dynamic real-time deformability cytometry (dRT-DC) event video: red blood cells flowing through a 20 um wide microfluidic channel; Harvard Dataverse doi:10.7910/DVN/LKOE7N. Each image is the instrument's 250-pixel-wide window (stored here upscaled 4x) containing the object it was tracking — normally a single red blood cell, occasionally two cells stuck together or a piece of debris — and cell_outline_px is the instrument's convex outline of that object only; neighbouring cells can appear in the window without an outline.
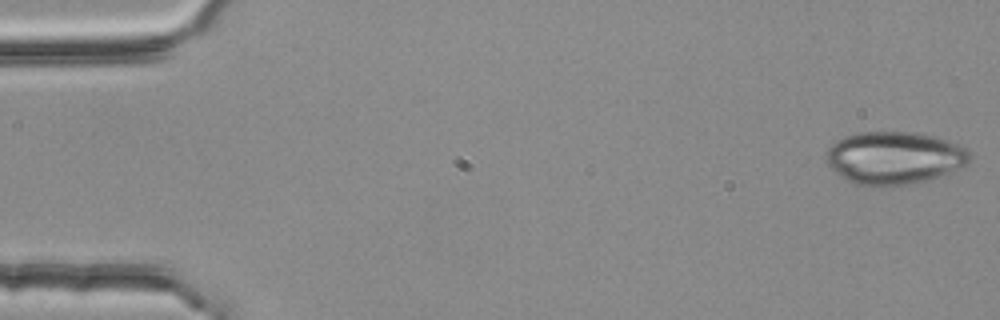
{"species": "common noctule bat (a hibernating species)", "species_latin": "Nyctalus noctula", "temperature_condition": "room temperature", "stored_images_in_passage": 53, "camera_frame_rate_fps": 3000, "um_per_image_px": 0.085, "animal": {"sex": "female", "body_mass_g": 25.1}, "frame": {"image": 1, "passage_image": 1, "time_ms": 0.0, "image_size_px": [1000, 320], "cell_outline_px": [[972, 160], [968, 164], [940, 176], [928, 180], [908, 184], [856, 184], [840, 176], [824, 160], [824, 152], [836, 140], [844, 136], [856, 132], [916, 132], [936, 136], [948, 140], [968, 148], [972, 156]], "centroid_in_image_um": [76.03, 13.38], "position_along_channel_um": 9.0, "area_um2": 44.16}}
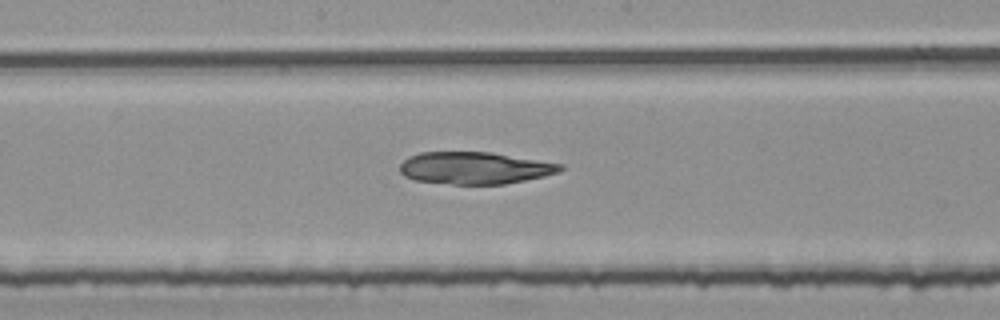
{"frame": {"image": 2, "passage_image": 28, "time_ms": 9.0, "image_size_px": [1000, 320], "cell_outline_px": [[564, 168], [560, 172], [544, 176], [504, 184], [452, 184], [412, 180], [404, 176], [400, 172], [400, 164], [408, 156], [420, 152], [492, 152], [564, 164]], "centroid_in_image_um": [40.35, 14.27], "position_along_channel_um": 207.9, "area_um2": 30.23}}
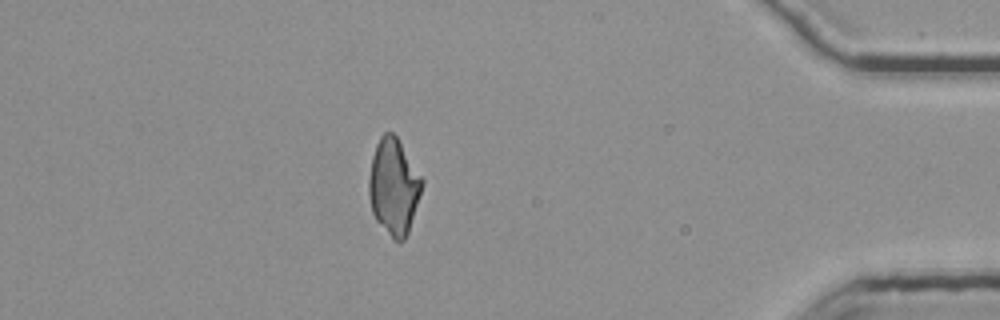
{"frame": {"image": 3, "passage_image": 47, "time_ms": 15.333, "image_size_px": [1000, 320], "cell_outline_px": [[424, 184], [408, 232], [404, 240], [400, 244], [392, 240], [376, 220], [372, 212], [368, 196], [368, 180], [372, 156], [376, 144], [380, 136], [384, 132], [392, 132], [396, 136], [424, 180]], "centroid_in_image_um": [33.45, 15.9], "position_along_channel_um": 401.7, "area_um2": 30.0}}